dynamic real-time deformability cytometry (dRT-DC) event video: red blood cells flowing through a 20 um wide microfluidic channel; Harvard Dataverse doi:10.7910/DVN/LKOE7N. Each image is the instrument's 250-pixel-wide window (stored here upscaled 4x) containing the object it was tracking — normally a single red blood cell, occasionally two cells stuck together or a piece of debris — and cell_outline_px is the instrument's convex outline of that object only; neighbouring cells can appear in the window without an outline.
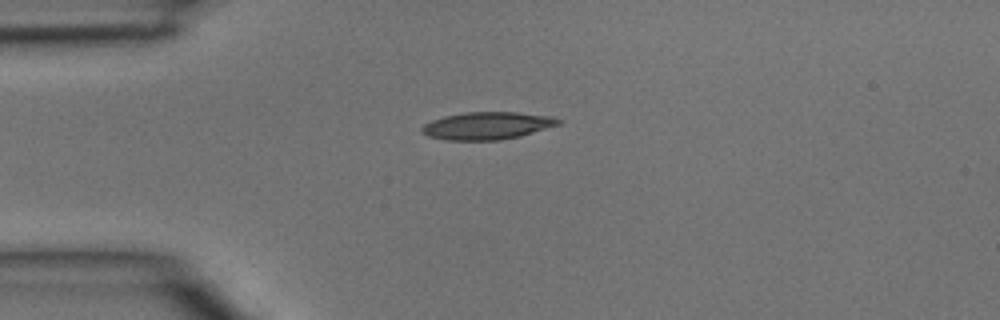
{"species": "common noctule bat (a hibernating species)", "species_latin": "Nyctalus noctula", "temperature_condition": "room temperature", "stored_images_in_passage": 5, "camera_frame_rate_fps": 3000, "um_per_image_px": 0.085, "animal": {"sex": "male", "body_mass_g": 15.6}, "frame": {"image": 1, "passage_image": 5, "time_ms": 1.333, "image_size_px": [1000, 320], "cell_outline_px": [[560, 124], [520, 136], [500, 140], [448, 140], [428, 136], [420, 128], [424, 124], [432, 120], [444, 116], [464, 112], [516, 112], [552, 116], [560, 120]], "centroid_in_image_um": [41.4, 10.68], "position_along_channel_um": 43.6, "area_um2": 21.73}}